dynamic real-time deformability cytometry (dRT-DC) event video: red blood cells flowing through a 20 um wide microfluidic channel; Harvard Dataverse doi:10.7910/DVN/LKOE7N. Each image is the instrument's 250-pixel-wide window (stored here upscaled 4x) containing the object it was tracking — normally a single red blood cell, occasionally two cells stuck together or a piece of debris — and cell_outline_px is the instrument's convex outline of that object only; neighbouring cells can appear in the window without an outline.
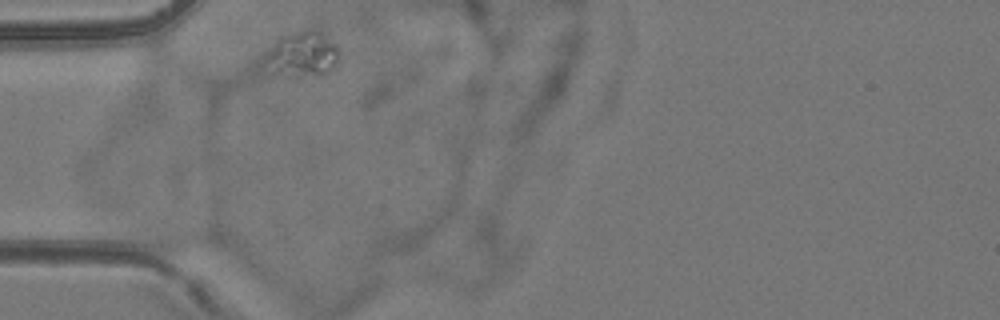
{"species": "common noctule bat (a hibernating species)", "species_latin": "Nyctalus noctula", "temperature_condition": "room temperature", "stored_images_in_passage": 41, "camera_frame_rate_fps": 3000, "um_per_image_px": 0.085, "animal": {"sex": "female", "body_mass_g": 24.6, "forearm_length_mm": 56.2}, "frame": {"image": 1, "passage_image": 1, "time_ms": 0.0, "image_size_px": [1000, 320], "cell_outline_px": [[336, 60], [324, 72], [300, 76], [296, 76], [272, 72], [268, 56], [280, 36], [300, 32], [312, 32], [320, 36], [332, 44], [336, 48]], "centroid_in_image_um": [25.65, 4.64], "position_along_channel_um": 59.3, "area_um2": 16.99}}
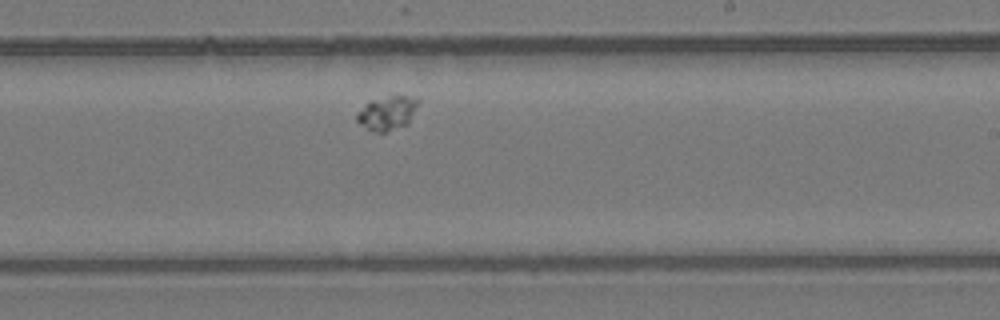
{"frame": {"image": 2, "passage_image": 18, "time_ms": 5.667, "image_size_px": [1000, 320], "cell_outline_px": [[420, 100], [408, 124], [384, 132], [372, 132], [360, 124], [356, 120], [356, 112], [364, 104], [372, 100], [388, 96], [420, 96]], "centroid_in_image_um": [32.92, 9.59], "position_along_channel_um": 256.1, "area_um2": 12.31}}
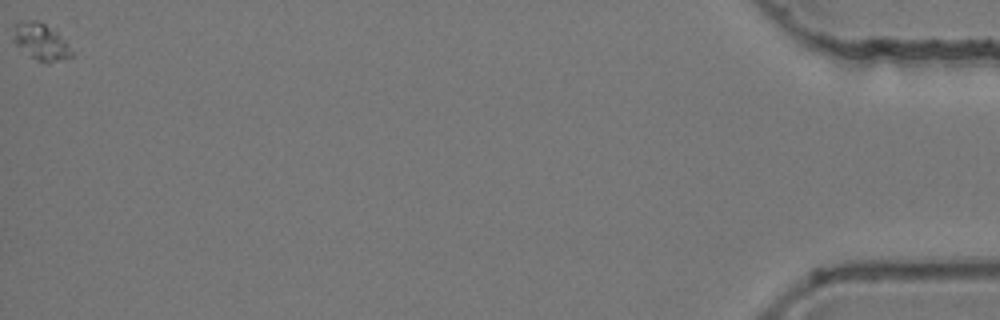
{"frame": {"image": 3, "passage_image": 41, "time_ms": 13.333, "image_size_px": [1000, 320], "cell_outline_px": [[76, 52], [72, 56], [48, 64], [44, 64], [28, 56], [12, 40], [12, 36], [16, 24], [20, 20], [36, 20], [44, 24], [56, 32]], "centroid_in_image_um": [3.47, 3.58], "position_along_channel_um": 431.7, "area_um2": 12.72}, "authors_computed_cell_mechanics": {"area_um2": 12.7738, "velocity_mm_per_s": 3.5518, "shape_relaxation_time_tau1_ms": 0.3725, "shape_relaxation_time_tau2_ms": null, "deformation_change_tau1": 0.0239, "deformation_change_tau2": null}}